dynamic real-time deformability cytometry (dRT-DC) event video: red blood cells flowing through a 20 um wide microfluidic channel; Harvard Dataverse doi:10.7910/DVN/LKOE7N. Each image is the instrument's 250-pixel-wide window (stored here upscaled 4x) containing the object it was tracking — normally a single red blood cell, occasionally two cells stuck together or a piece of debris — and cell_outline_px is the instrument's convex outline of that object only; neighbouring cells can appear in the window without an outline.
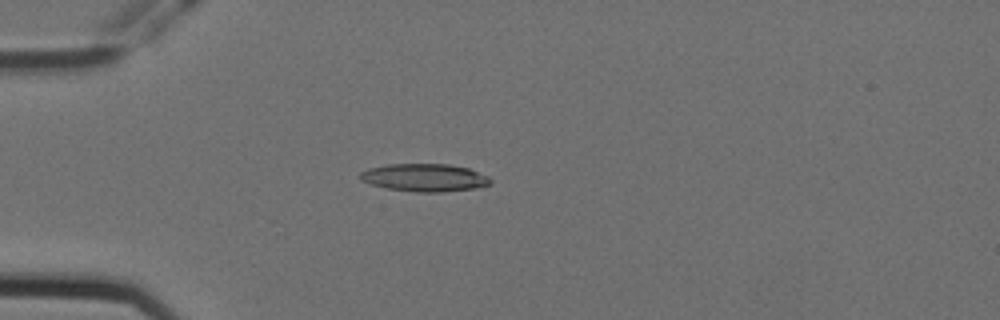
{"species": "Egyptian fruit bat (a non-hibernating species)", "species_latin": "Rousettus aegyptiacus", "temperature_condition": "cold", "stored_images_in_passage": 4, "camera_frame_rate_fps": 3000, "um_per_image_px": 0.085, "animal": {"sex": "female"}, "frame": {"image": 1, "passage_image": 4, "time_ms": 1.0, "image_size_px": [1000, 320], "cell_outline_px": [[492, 184], [476, 188], [444, 192], [416, 192], [388, 188], [372, 184], [360, 180], [360, 172], [368, 168], [388, 164], [448, 164], [468, 168], [488, 176], [492, 180]], "centroid_in_image_um": [36.11, 15.09], "position_along_channel_um": 48.9, "area_um2": 21.1}}